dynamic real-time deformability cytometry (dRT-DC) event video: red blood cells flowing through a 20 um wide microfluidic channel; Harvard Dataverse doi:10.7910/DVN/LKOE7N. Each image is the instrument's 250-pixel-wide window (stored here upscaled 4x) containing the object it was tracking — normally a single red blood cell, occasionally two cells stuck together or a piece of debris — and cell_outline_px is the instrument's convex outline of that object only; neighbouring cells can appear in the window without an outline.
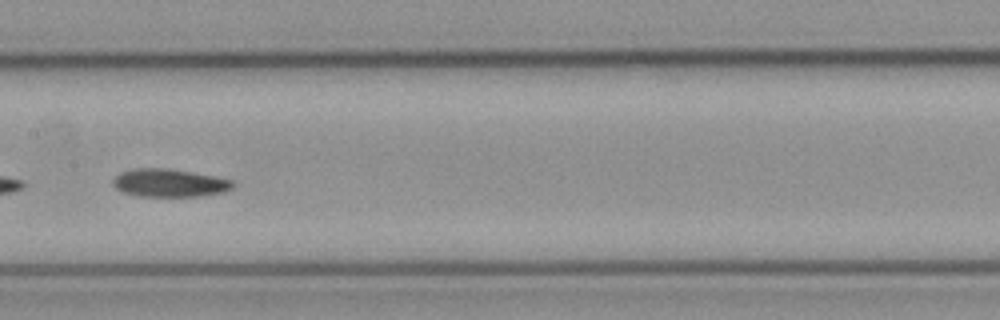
{"species": "common noctule bat (a hibernating species)", "species_latin": "Nyctalus noctula", "temperature_condition": "cold", "stored_images_in_passage": 36, "camera_frame_rate_fps": 3000, "um_per_image_px": 0.085, "animal": {"sex": "female", "body_mass_g": 21.9}, "frame": {"image": 1, "passage_image": 16, "time_ms": 5.0, "image_size_px": [1000, 320], "cell_outline_px": [[236, 184], [232, 188], [224, 192], [200, 196], [136, 196], [124, 192], [116, 188], [112, 184], [112, 180], [120, 172], [132, 168], [168, 168], [192, 172], [232, 180]], "centroid_in_image_um": [14.38, 15.54], "position_along_channel_um": 193.0, "area_um2": 19.59}, "authors_computed_cell_mechanics": {"area_um2": 19.5075, "velocity_mm_per_s": 3.8751, "shape_relaxation_time_tau1_ms": 5.3576, "shape_relaxation_time_tau2_ms": 6.7977, "deformation_change_tau1": 0.1453, "deformation_change_tau2": 0.1464}}